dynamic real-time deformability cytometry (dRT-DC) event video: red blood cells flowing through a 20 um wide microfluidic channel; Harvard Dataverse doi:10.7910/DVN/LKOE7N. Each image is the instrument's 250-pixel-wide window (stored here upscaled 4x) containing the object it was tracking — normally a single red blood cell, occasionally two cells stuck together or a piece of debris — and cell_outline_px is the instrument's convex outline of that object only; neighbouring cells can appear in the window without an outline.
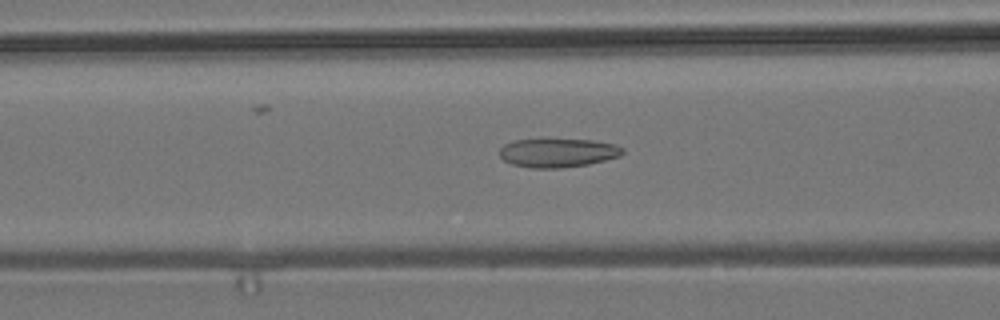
{"species": "common noctule bat (a hibernating species)", "species_latin": "Nyctalus noctula", "temperature_condition": "room temperature", "stored_images_in_passage": 55, "camera_frame_rate_fps": 3000, "um_per_image_px": 0.085, "animal": {"sex": "male", "body_mass_g": 19.2, "forearm_length_mm": 51.8}, "frame": {"image": 1, "passage_image": 22, "time_ms": 7.0, "image_size_px": [1000, 320], "cell_outline_px": [[624, 152], [620, 156], [588, 164], [560, 168], [532, 168], [512, 164], [504, 160], [500, 156], [500, 148], [504, 144], [512, 140], [592, 140], [616, 144], [624, 148]], "centroid_in_image_um": [47.42, 12.99], "position_along_channel_um": 119.2, "area_um2": 20.52}}
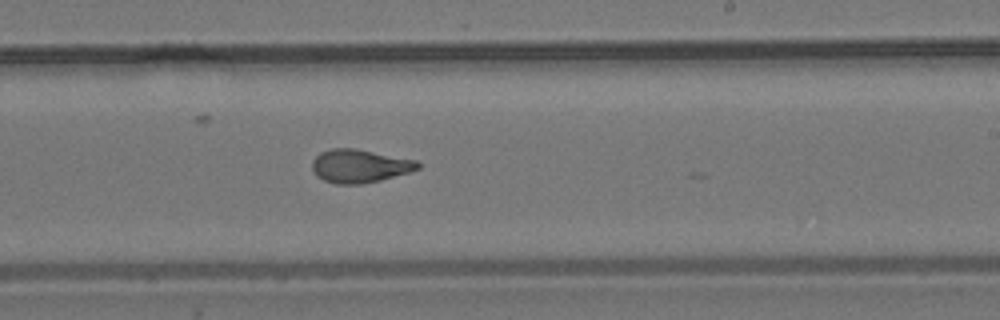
{"frame": {"image": 2, "passage_image": 33, "time_ms": 10.667, "image_size_px": [1000, 320], "cell_outline_px": [[420, 168], [408, 172], [380, 180], [360, 184], [336, 184], [324, 180], [316, 176], [312, 168], [312, 160], [320, 152], [332, 148], [356, 148], [416, 160], [420, 164]], "centroid_in_image_um": [30.54, 14.1], "position_along_channel_um": 258.5, "area_um2": 20.46}}
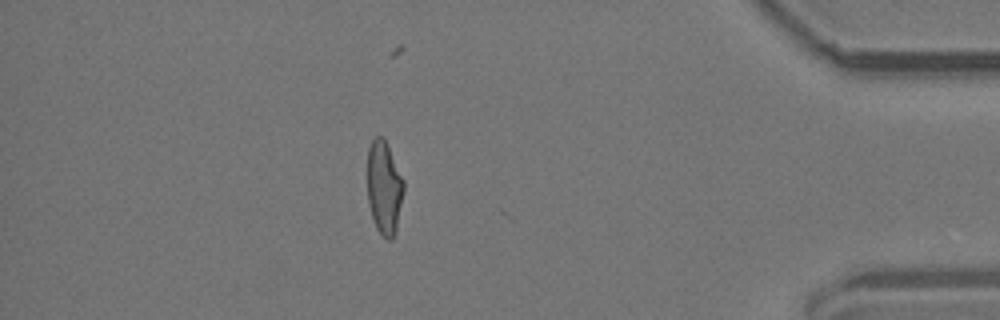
{"frame": {"image": 3, "passage_image": 48, "time_ms": 15.667, "image_size_px": [1000, 320], "cell_outline_px": [[404, 188], [396, 232], [392, 240], [388, 240], [376, 228], [368, 204], [368, 148], [372, 140], [376, 136], [384, 136], [404, 180]], "centroid_in_image_um": [32.66, 15.93], "position_along_channel_um": 402.5, "area_um2": 19.83}, "authors_computed_cell_mechanics": {"area_um2": 20.5768, "velocity_mm_per_s": 3.7972, "shape_relaxation_time_tau1_ms": null, "shape_relaxation_time_tau2_ms": 1.2514, "deformation_change_tau1": null, "deformation_change_tau2": 0.0859}}